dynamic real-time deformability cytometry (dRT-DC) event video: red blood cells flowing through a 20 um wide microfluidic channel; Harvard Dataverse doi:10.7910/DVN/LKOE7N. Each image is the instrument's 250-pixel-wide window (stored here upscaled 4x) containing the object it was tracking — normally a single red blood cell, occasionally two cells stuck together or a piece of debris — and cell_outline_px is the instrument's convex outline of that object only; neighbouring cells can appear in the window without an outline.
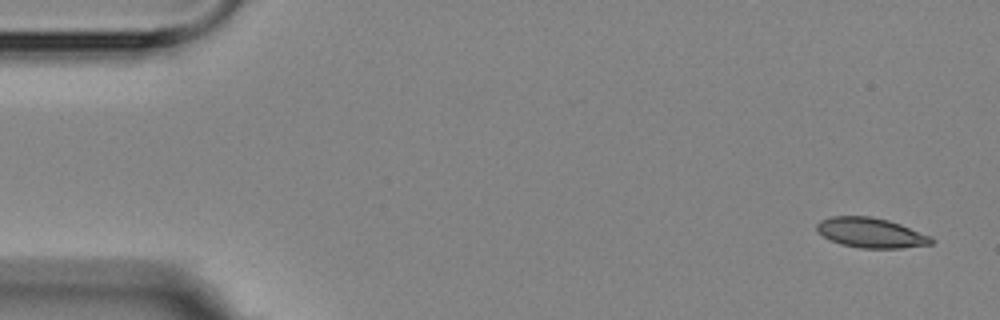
{"species": "Egyptian fruit bat (a non-hibernating species)", "species_latin": "Rousettus aegyptiacus", "temperature_condition": "room temperature", "stored_images_in_passage": 6, "camera_frame_rate_fps": 3000, "um_per_image_px": 0.085, "animal": {"sex": "female"}, "frame": {"image": 1, "passage_image": 1, "time_ms": 0.0, "image_size_px": [1000, 320], "cell_outline_px": [[936, 240], [932, 244], [900, 248], [860, 248], [840, 244], [824, 236], [816, 228], [816, 224], [820, 220], [832, 216], [868, 216], [888, 220], [900, 224], [932, 236]], "centroid_in_image_um": [74.06, 19.79], "position_along_channel_um": 10.9, "area_um2": 19.94}}
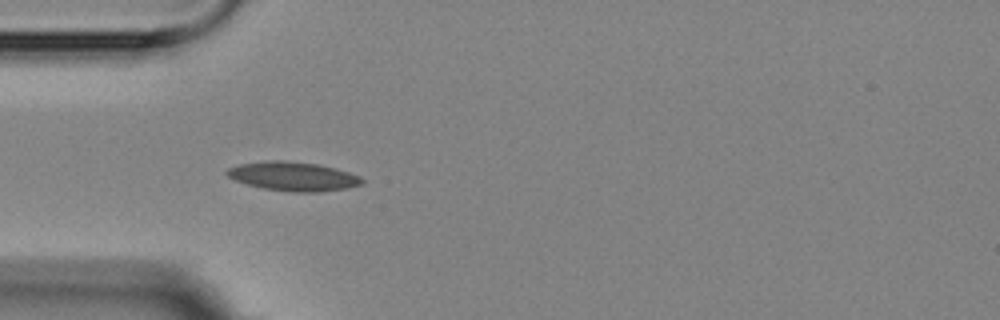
{"frame": {"image": 2, "passage_image": 5, "time_ms": 4.667, "image_size_px": [1000, 320], "cell_outline_px": [[364, 184], [344, 188], [320, 192], [292, 192], [264, 188], [248, 184], [236, 180], [228, 176], [224, 172], [228, 168], [240, 164], [272, 160], [284, 160], [316, 164], [336, 168], [360, 176], [364, 180]], "centroid_in_image_um": [24.94, 14.99], "position_along_channel_um": 60.1, "area_um2": 22.66}}
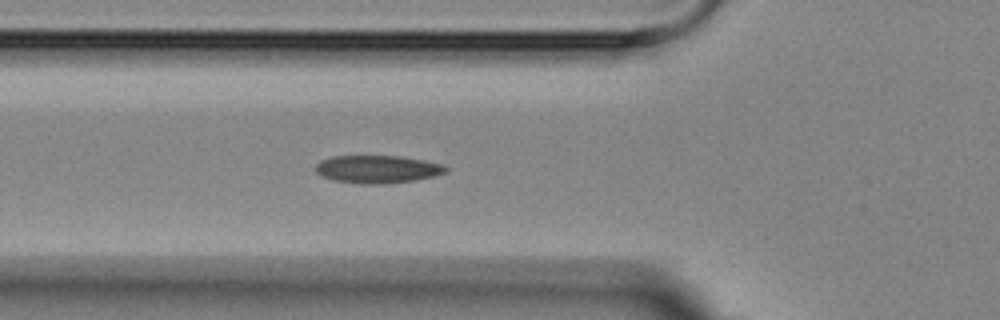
{"frame": {"image": 3, "passage_image": 6, "time_ms": 5.667, "image_size_px": [1000, 320], "cell_outline_px": [[448, 172], [436, 176], [416, 180], [384, 184], [360, 184], [332, 180], [316, 172], [316, 164], [320, 160], [332, 156], [400, 156], [440, 164], [448, 168]], "centroid_in_image_um": [32.08, 14.39], "position_along_channel_um": 93.7, "area_um2": 21.1}}